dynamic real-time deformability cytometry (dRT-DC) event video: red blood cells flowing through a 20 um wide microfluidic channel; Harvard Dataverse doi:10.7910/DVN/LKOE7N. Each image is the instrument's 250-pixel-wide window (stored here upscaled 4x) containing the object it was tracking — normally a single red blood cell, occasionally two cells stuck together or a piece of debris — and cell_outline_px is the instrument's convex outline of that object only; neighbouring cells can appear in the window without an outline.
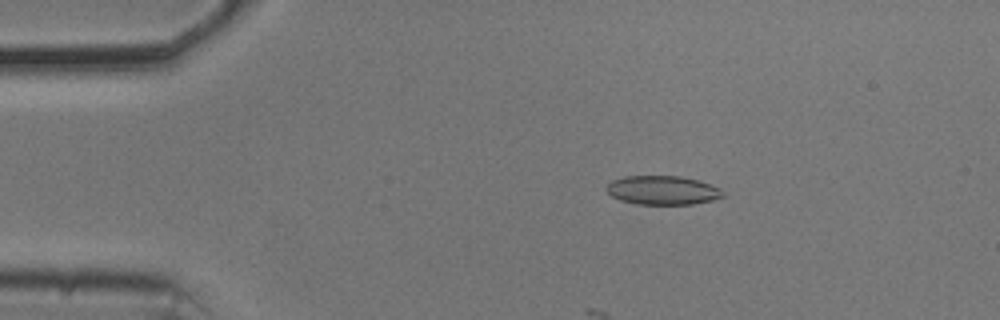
{"species": "common noctule bat (a hibernating species)", "species_latin": "Nyctalus noctula", "temperature_condition": "cold", "stored_images_in_passage": 48, "camera_frame_rate_fps": 3000, "um_per_image_px": 0.085, "animal": {"sex": "male", "body_mass_g": 20.5, "forearm_length_mm": 52.5}, "frame": {"image": 1, "passage_image": 9, "time_ms": 2.667, "image_size_px": [1000, 320], "cell_outline_px": [[724, 196], [712, 200], [692, 204], [636, 204], [620, 200], [612, 196], [604, 188], [612, 180], [624, 176], [680, 176], [696, 180], [720, 188], [724, 192]], "centroid_in_image_um": [56.29, 16.17], "position_along_channel_um": 28.7, "area_um2": 19.54}}
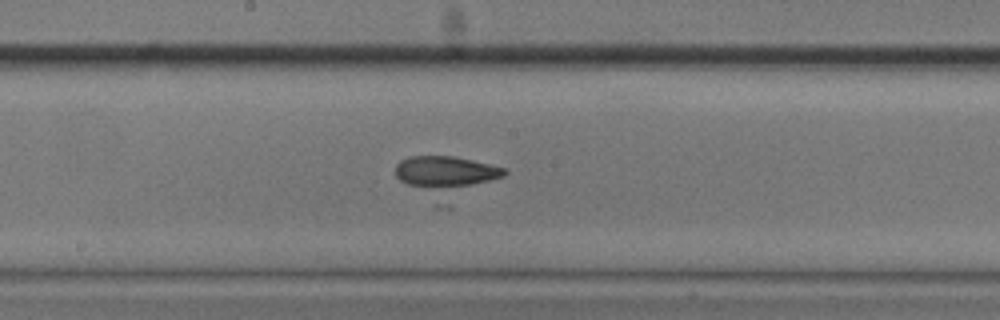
{"frame": {"image": 2, "passage_image": 28, "time_ms": 9.0, "image_size_px": [1000, 320], "cell_outline_px": [[508, 172], [504, 176], [472, 184], [436, 188], [408, 184], [400, 180], [396, 176], [396, 164], [400, 160], [412, 156], [452, 156], [472, 160], [508, 168]], "centroid_in_image_um": [37.88, 14.56], "position_along_channel_um": 210.3, "area_um2": 19.36}}
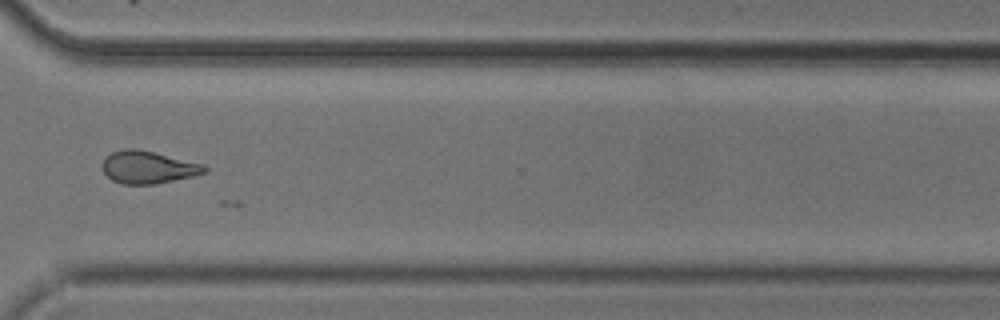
{"frame": {"image": 3, "passage_image": 40, "time_ms": 13.0, "image_size_px": [1000, 320], "cell_outline_px": [[208, 172], [196, 176], [156, 184], [120, 184], [112, 180], [104, 172], [104, 156], [112, 152], [124, 148], [136, 148], [204, 164], [208, 168]], "centroid_in_image_um": [12.62, 14.22], "position_along_channel_um": 358.0, "area_um2": 19.48}}